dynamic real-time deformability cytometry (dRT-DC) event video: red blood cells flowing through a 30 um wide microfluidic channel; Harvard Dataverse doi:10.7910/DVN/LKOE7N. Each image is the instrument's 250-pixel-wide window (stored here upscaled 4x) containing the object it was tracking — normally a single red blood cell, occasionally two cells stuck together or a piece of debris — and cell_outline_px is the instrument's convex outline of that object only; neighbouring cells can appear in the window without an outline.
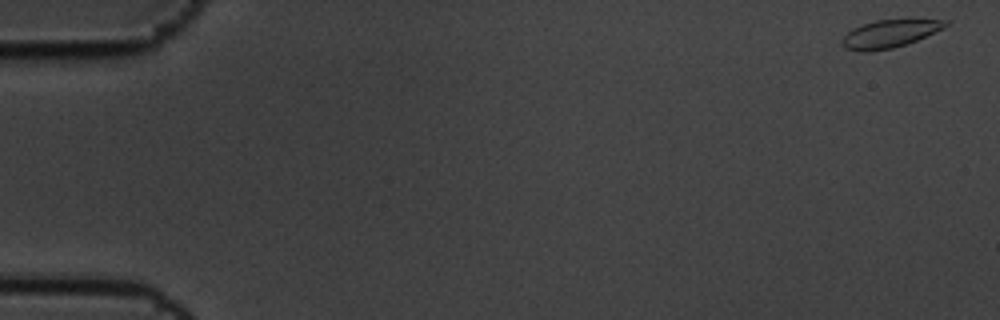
{"species": "common noctule bat (a hibernating species)", "species_latin": "Nyctalus noctula", "temperature_condition": "cold", "stored_images_in_passage": 5, "camera_frame_rate_fps": 3000, "um_per_image_px": 0.085, "animal": {"sex": "male", "body_mass_g": 19.5, "forearm_length_mm": 54.6}, "frame": {"image": 1, "passage_image": 1, "time_ms": 0.0, "image_size_px": [1000, 320], "cell_outline_px": [[948, 24], [944, 28], [916, 40], [892, 48], [868, 52], [860, 52], [844, 48], [840, 44], [840, 40], [852, 28], [876, 20], [948, 20]], "centroid_in_image_um": [75.54, 2.89], "position_along_channel_um": 9.5, "area_um2": 16.53}}
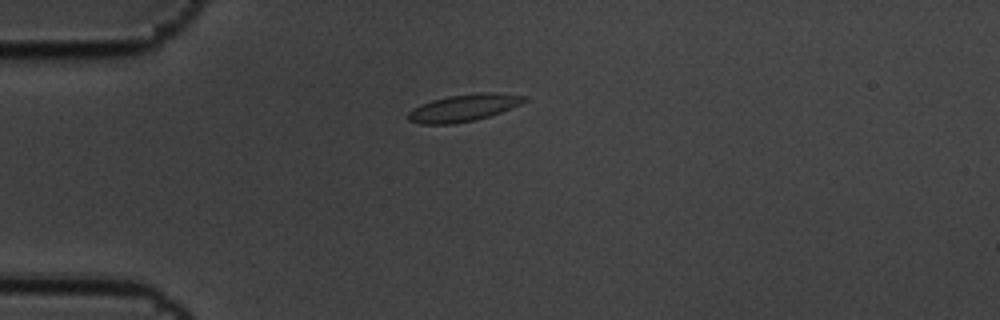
{"frame": {"image": 2, "passage_image": 5, "time_ms": 1.333, "image_size_px": [1000, 320], "cell_outline_px": [[528, 100], [520, 104], [500, 112], [476, 120], [452, 124], [420, 124], [408, 120], [408, 112], [412, 108], [420, 104], [432, 100], [448, 96], [480, 92], [500, 92], [528, 96]], "centroid_in_image_um": [39.42, 9.15], "position_along_channel_um": 45.6, "area_um2": 18.5}}